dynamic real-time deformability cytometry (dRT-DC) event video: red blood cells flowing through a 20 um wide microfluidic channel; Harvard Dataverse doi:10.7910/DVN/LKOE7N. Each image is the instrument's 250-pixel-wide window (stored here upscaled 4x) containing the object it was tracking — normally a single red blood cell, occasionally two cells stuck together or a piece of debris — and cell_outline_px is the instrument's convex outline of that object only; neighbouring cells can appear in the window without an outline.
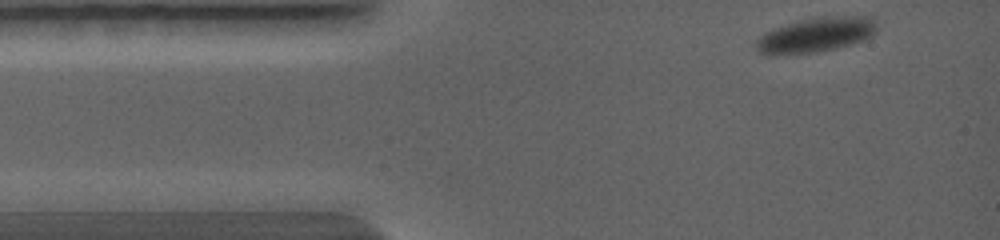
{"species": "common noctule bat (a hibernating species)", "species_latin": "Nyctalus noctula", "temperature_condition": "warm", "stored_images_in_passage": 27, "camera_frame_rate_fps": 5000, "um_per_image_px": 0.085, "animal": {"sex": "female", "body_mass_g": 19.0, "forearm_length_mm": 56.7}, "frame": {"image": 1, "passage_image": 1, "time_ms": 0.0, "image_size_px": [1000, 240], "cell_outline_px": [[876, 32], [872, 36], [864, 40], [836, 48], [816, 52], [772, 56], [768, 56], [760, 52], [756, 48], [756, 40], [764, 32], [772, 28], [812, 16], [872, 16], [876, 28]], "centroid_in_image_um": [69.31, 2.96], "position_along_channel_um": 15.7, "area_um2": 24.91}}
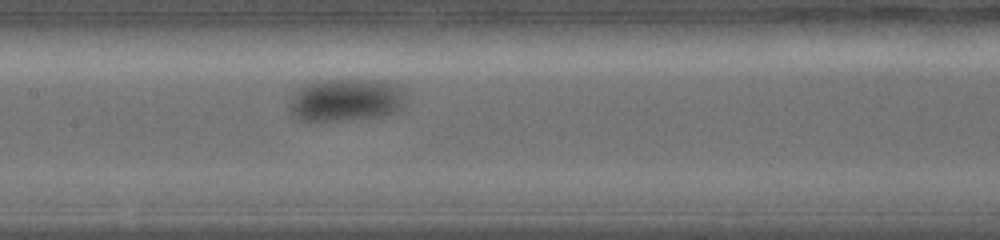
{"frame": {"image": 2, "passage_image": 12, "time_ms": 4.4, "image_size_px": [1000, 240], "cell_outline_px": [[404, 108], [380, 116], [348, 120], [308, 124], [300, 120], [288, 112], [292, 92], [308, 84], [324, 80], [380, 80], [400, 84], [404, 88]], "centroid_in_image_um": [29.37, 8.53], "position_along_channel_um": 178.0, "area_um2": 29.77}}
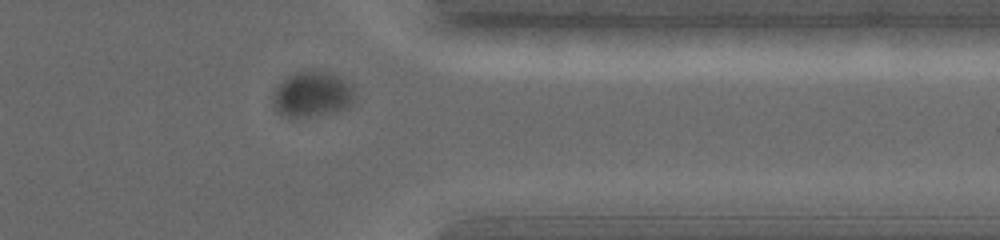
{"frame": {"image": 3, "passage_image": 23, "time_ms": 8.6, "image_size_px": [1000, 240], "cell_outline_px": [[356, 96], [352, 104], [348, 108], [336, 112], [292, 120], [276, 112], [272, 104], [272, 100], [276, 88], [288, 76], [300, 72], [324, 72], [336, 76], [352, 84]], "centroid_in_image_um": [26.54, 8.1], "position_along_channel_um": 384.9, "area_um2": 21.91}}